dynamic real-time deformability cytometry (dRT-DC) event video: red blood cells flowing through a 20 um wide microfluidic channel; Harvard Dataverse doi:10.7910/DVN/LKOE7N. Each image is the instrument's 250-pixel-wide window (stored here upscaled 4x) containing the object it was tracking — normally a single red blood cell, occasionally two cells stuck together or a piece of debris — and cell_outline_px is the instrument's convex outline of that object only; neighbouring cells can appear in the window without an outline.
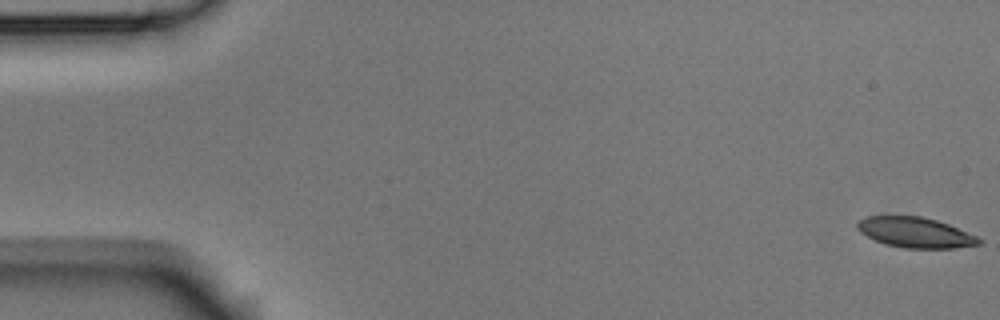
{"species": "Egyptian fruit bat (a non-hibernating species)", "species_latin": "Rousettus aegyptiacus", "temperature_condition": "room temperature", "stored_images_in_passage": 6, "camera_frame_rate_fps": 3000, "um_per_image_px": 0.085, "animal": {"sex": "male"}, "frame": {"image": 1, "passage_image": 1, "time_ms": 0.0, "image_size_px": [1000, 320], "cell_outline_px": [[984, 240], [980, 244], [952, 248], [904, 248], [884, 244], [860, 232], [856, 228], [856, 220], [864, 216], [920, 216], [936, 220], [948, 224], [976, 236]], "centroid_in_image_um": [77.76, 19.75], "position_along_channel_um": 7.2, "area_um2": 21.5}}
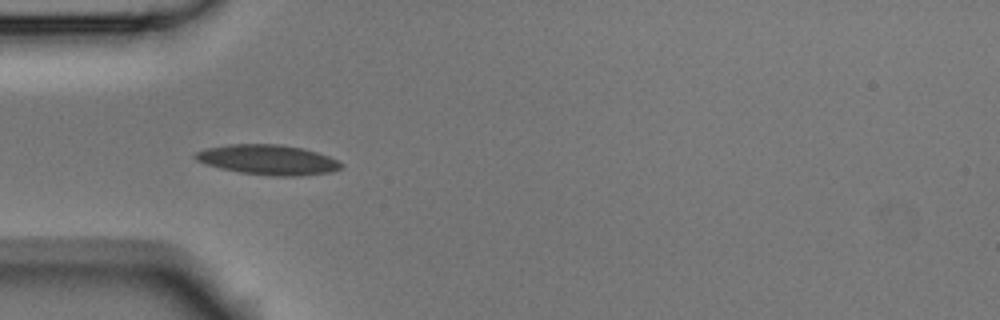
{"frame": {"image": 2, "passage_image": 5, "time_ms": 1.333, "image_size_px": [1000, 320], "cell_outline_px": [[344, 164], [340, 168], [332, 172], [300, 176], [272, 176], [240, 172], [220, 168], [204, 164], [196, 160], [192, 156], [196, 152], [208, 148], [228, 144], [280, 144], [304, 148], [328, 156]], "centroid_in_image_um": [22.77, 13.58], "position_along_channel_um": 62.2, "area_um2": 25.55}}
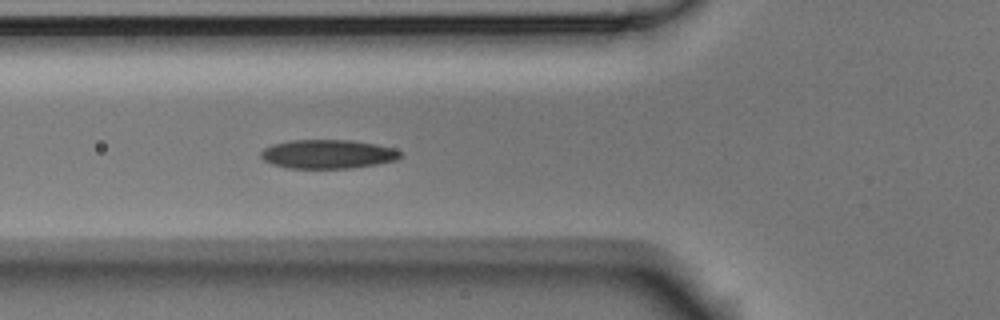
{"frame": {"image": 3, "passage_image": 6, "time_ms": 1.667, "image_size_px": [1000, 320], "cell_outline_px": [[404, 156], [400, 160], [376, 164], [348, 168], [288, 168], [272, 164], [264, 160], [260, 156], [260, 152], [264, 148], [272, 144], [288, 140], [352, 140], [376, 144], [392, 148], [404, 152]], "centroid_in_image_um": [27.9, 13.09], "position_along_channel_um": 97.9, "area_um2": 23.76}}